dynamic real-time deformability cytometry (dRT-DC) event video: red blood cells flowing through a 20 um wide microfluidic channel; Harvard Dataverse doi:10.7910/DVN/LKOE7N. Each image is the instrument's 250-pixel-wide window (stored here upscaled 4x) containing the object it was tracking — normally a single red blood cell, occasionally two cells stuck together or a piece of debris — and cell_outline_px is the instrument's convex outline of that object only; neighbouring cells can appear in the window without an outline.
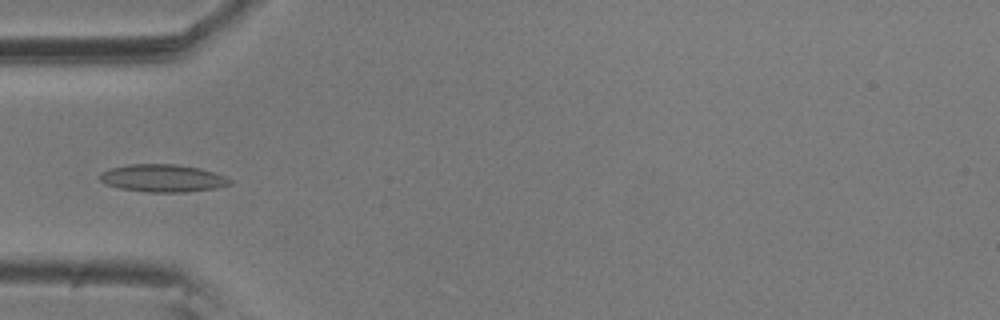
{"species": "common noctule bat (a hibernating species)", "species_latin": "Nyctalus noctula", "temperature_condition": "room temperature", "stored_images_in_passage": 7, "camera_frame_rate_fps": 3000, "um_per_image_px": 0.085, "animal": {"sex": "male", "body_mass_g": 20.5, "forearm_length_mm": 52.5}, "frame": {"image": 1, "passage_image": 6, "time_ms": 1.667, "image_size_px": [1000, 320], "cell_outline_px": [[232, 184], [216, 188], [184, 192], [148, 192], [120, 188], [104, 184], [100, 180], [100, 172], [108, 168], [128, 164], [176, 164], [200, 168], [228, 176], [232, 180]], "centroid_in_image_um": [13.84, 15.14], "position_along_channel_um": 71.2, "area_um2": 21.15}}
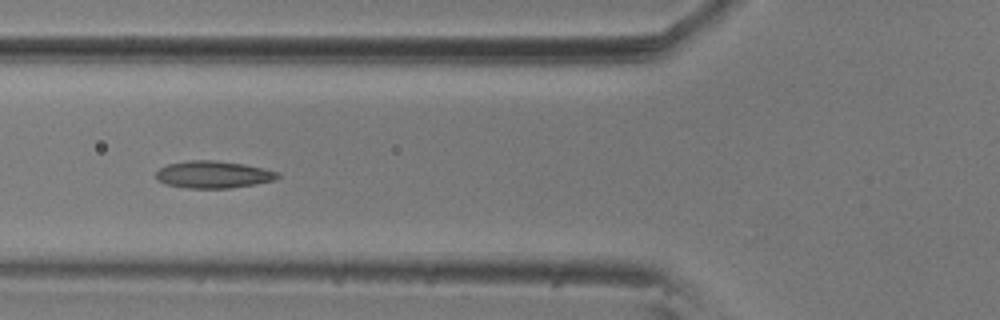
{"frame": {"image": 2, "passage_image": 7, "time_ms": 2.0, "image_size_px": [1000, 320], "cell_outline_px": [[280, 176], [272, 180], [252, 184], [228, 188], [188, 188], [164, 184], [156, 176], [156, 172], [160, 168], [168, 164], [192, 160], [212, 160], [244, 164], [280, 172]], "centroid_in_image_um": [18.11, 14.83], "position_along_channel_um": 107.7, "area_um2": 18.96}}